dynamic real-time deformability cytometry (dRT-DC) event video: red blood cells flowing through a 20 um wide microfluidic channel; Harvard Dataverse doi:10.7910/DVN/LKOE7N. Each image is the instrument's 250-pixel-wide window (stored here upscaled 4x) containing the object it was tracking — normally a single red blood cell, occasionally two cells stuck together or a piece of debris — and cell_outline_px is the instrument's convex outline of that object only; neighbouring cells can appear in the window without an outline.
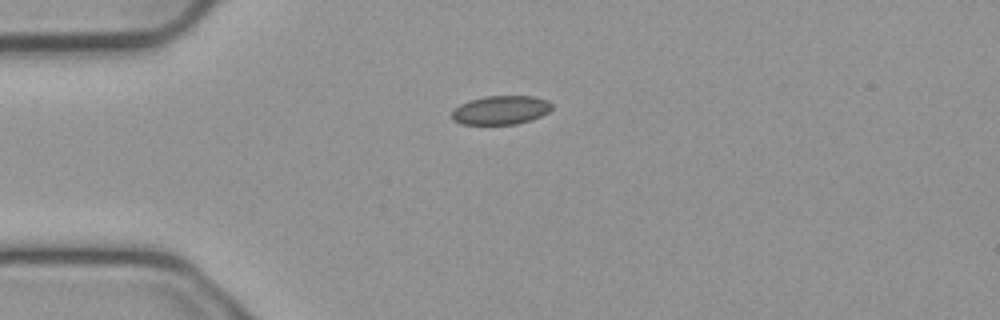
{"species": "common noctule bat (a hibernating species)", "species_latin": "Nyctalus noctula", "temperature_condition": "cold", "stored_images_in_passage": 42, "camera_frame_rate_fps": 3000, "um_per_image_px": 0.085, "animal": {"sex": "male", "body_mass_g": 23.1, "forearm_length_mm": 52.7}, "frame": {"image": 1, "passage_image": 1, "time_ms": 0.0, "image_size_px": [1000, 320], "cell_outline_px": [[552, 108], [548, 112], [540, 116], [516, 124], [460, 124], [452, 120], [452, 112], [460, 104], [468, 100], [484, 96], [536, 96], [548, 100], [552, 104]], "centroid_in_image_um": [42.56, 9.34], "position_along_channel_um": 42.4, "area_um2": 16.82}}
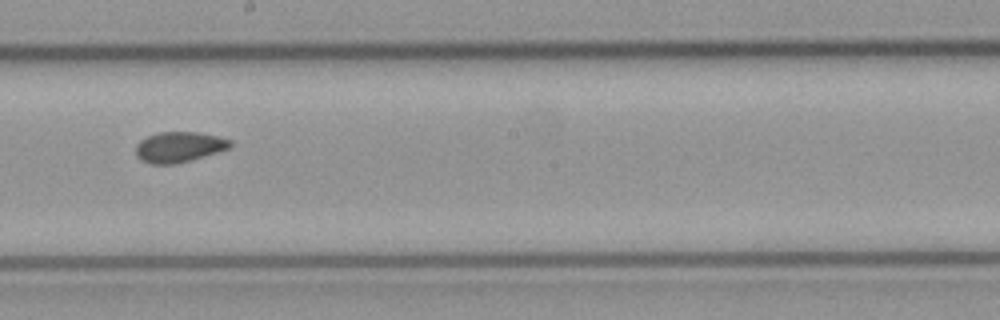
{"frame": {"image": 2, "passage_image": 18, "time_ms": 5.667, "image_size_px": [1000, 320], "cell_outline_px": [[232, 144], [228, 148], [216, 152], [188, 160], [172, 164], [152, 164], [140, 160], [136, 156], [136, 144], [140, 140], [148, 136], [160, 132], [200, 132], [232, 140]], "centroid_in_image_um": [15.18, 12.48], "position_along_channel_um": 233.0, "area_um2": 16.53}}
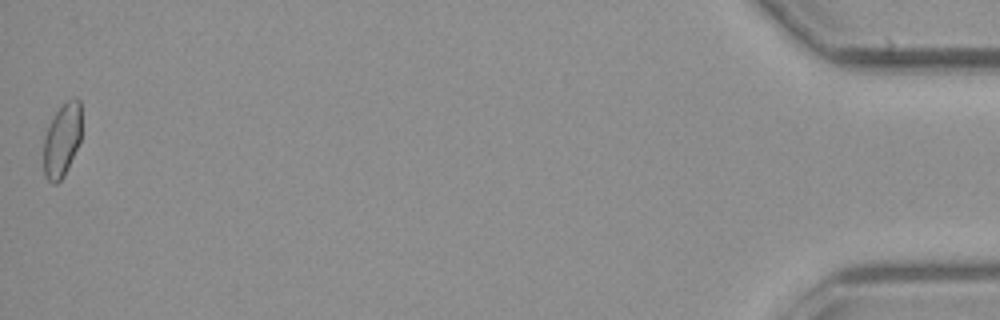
{"frame": {"image": 3, "passage_image": 42, "time_ms": 13.667, "image_size_px": [1000, 320], "cell_outline_px": [[80, 140], [64, 176], [56, 184], [52, 184], [44, 176], [44, 136], [56, 112], [72, 96], [76, 96], [80, 100]], "centroid_in_image_um": [5.26, 11.92], "position_along_channel_um": 429.9, "area_um2": 16.01}, "authors_computed_cell_mechanics": {"area_um2": 16.6175, "velocity_mm_per_s": 3.7461, "shape_relaxation_time_tau1_ms": null, "shape_relaxation_time_tau2_ms": 3.114, "deformation_change_tau1": null, "deformation_change_tau2": 0.0414}}